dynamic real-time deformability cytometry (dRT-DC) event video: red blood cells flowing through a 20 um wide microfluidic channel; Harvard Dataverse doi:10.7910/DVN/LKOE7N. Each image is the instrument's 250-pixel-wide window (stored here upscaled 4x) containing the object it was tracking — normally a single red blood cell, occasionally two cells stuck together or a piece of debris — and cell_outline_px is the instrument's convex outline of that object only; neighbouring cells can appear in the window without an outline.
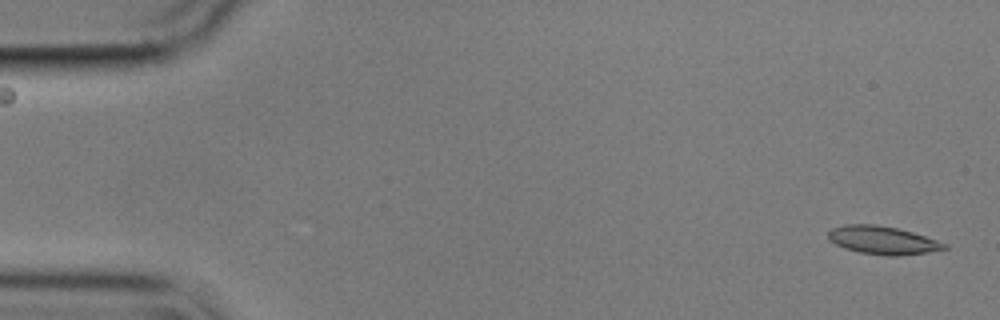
{"species": "common noctule bat (a hibernating species)", "species_latin": "Nyctalus noctula", "temperature_condition": "cold", "stored_images_in_passage": 55, "camera_frame_rate_fps": 3000, "um_per_image_px": 0.085, "animal": {"sex": "male", "body_mass_g": 17.9}, "frame": {"image": 1, "passage_image": 1, "time_ms": 0.0, "image_size_px": [1000, 320], "cell_outline_px": [[948, 248], [928, 252], [896, 256], [888, 256], [860, 252], [844, 248], [828, 240], [828, 232], [832, 228], [844, 224], [876, 224], [896, 228], [912, 232], [948, 244]], "centroid_in_image_um": [75.0, 20.41], "position_along_channel_um": 10.0, "area_um2": 18.96}}
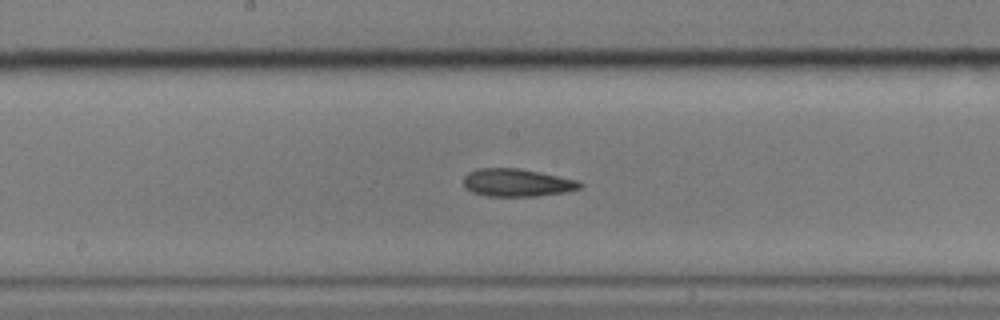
{"frame": {"image": 2, "passage_image": 28, "time_ms": 9.0, "image_size_px": [1000, 320], "cell_outline_px": [[584, 184], [580, 188], [564, 192], [536, 196], [484, 196], [472, 192], [464, 188], [464, 176], [468, 172], [476, 168], [520, 168], [540, 172], [576, 180]], "centroid_in_image_um": [43.89, 15.52], "position_along_channel_um": 204.3, "area_um2": 18.9}}
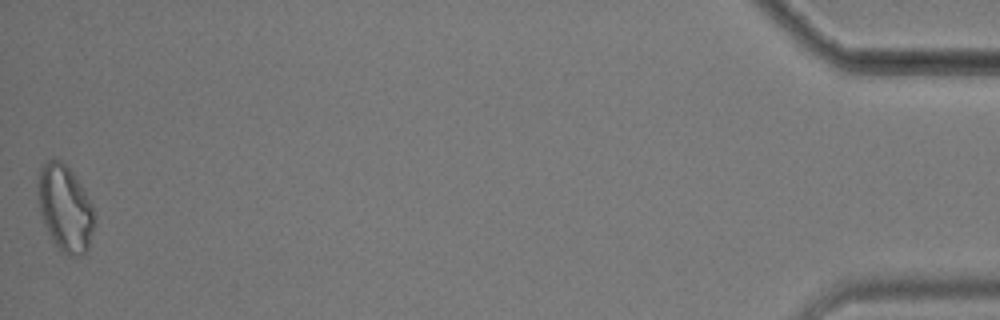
{"frame": {"image": 3, "passage_image": 55, "time_ms": 18.0, "image_size_px": [1000, 320], "cell_outline_px": [[96, 220], [88, 248], [80, 256], [68, 256], [60, 252], [52, 240], [48, 232], [40, 212], [40, 164], [44, 160], [60, 160], [72, 172], [80, 184], [92, 204], [96, 216]], "centroid_in_image_um": [5.57, 17.74], "position_along_channel_um": 429.6, "area_um2": 28.09}, "authors_computed_cell_mechanics": {"area_um2": 19.1318, "velocity_mm_per_s": 3.5409, "shape_relaxation_time_tau1_ms": 7.0723, "shape_relaxation_time_tau2_ms": 7.0594, "deformation_change_tau1": 0.1629, "deformation_change_tau2": 0.16}}